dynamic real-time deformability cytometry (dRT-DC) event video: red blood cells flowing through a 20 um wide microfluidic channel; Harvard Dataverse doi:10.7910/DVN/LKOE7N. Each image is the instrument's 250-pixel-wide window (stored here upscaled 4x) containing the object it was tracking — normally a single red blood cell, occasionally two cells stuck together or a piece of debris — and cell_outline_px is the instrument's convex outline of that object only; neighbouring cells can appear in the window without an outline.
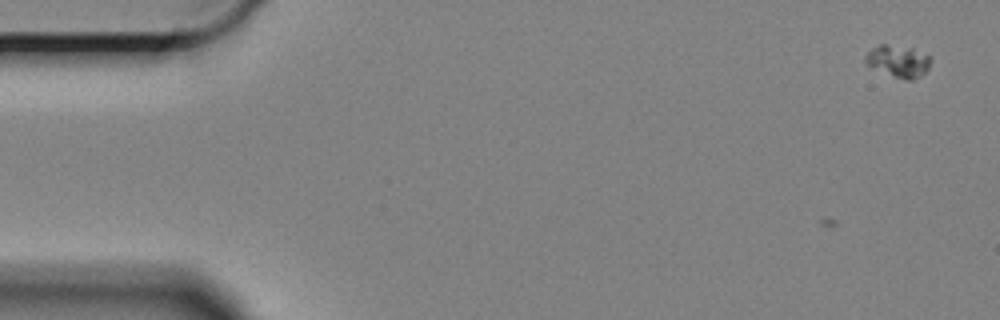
{"species": "Egyptian fruit bat (a non-hibernating species)", "species_latin": "Rousettus aegyptiacus", "temperature_condition": "cold", "stored_images_in_passage": 5, "camera_frame_rate_fps": 3000, "um_per_image_px": 0.085, "animal": {"sex": "female"}, "frame": {"image": 1, "passage_image": 5, "time_ms": 1.333, "image_size_px": [1000, 320], "cell_outline_px": [[932, 60], [928, 68], [920, 76], [912, 80], [908, 80], [892, 76], [868, 64], [864, 60], [864, 56], [872, 48], [880, 44], [888, 44], [912, 48], [932, 56]], "centroid_in_image_um": [76.39, 5.18], "position_along_channel_um": 8.6, "area_um2": 12.08}}